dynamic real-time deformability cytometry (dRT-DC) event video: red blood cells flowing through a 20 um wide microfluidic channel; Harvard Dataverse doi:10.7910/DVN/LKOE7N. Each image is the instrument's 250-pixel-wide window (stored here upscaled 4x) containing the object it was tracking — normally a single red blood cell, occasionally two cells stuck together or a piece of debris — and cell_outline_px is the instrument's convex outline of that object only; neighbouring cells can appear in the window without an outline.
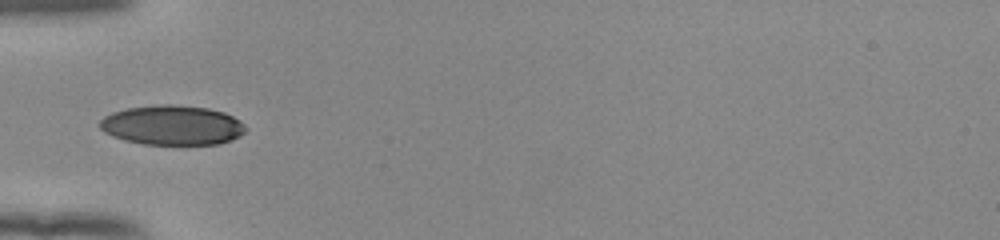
{"species": "human", "species_latin": "Homo sapiens", "temperature_condition": "room temperature", "stored_images_in_passage": 35, "camera_frame_rate_fps": 3000, "um_per_image_px": 0.085, "donor": {"sex": "female"}, "frame": {"image": 1, "passage_image": 1, "time_ms": 0.0, "image_size_px": [1000, 240], "cell_outline_px": [[248, 128], [240, 136], [232, 140], [220, 144], [144, 144], [124, 140], [112, 136], [104, 132], [100, 128], [100, 120], [104, 116], [112, 112], [128, 108], [164, 104], [172, 104], [208, 108], [224, 112], [240, 120]], "centroid_in_image_um": [14.66, 10.64], "position_along_channel_um": 70.3, "area_um2": 33.81}}
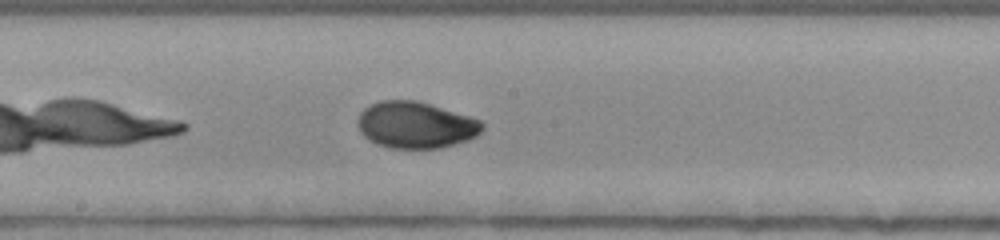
{"frame": {"image": 2, "passage_image": 12, "time_ms": 3.667, "image_size_px": [1000, 240], "cell_outline_px": [[484, 128], [476, 136], [468, 140], [456, 144], [440, 148], [388, 148], [376, 144], [368, 140], [360, 132], [356, 124], [360, 112], [364, 108], [380, 100], [416, 100], [468, 116], [480, 120], [484, 124]], "centroid_in_image_um": [35.3, 10.63], "position_along_channel_um": 212.9, "area_um2": 33.87}}
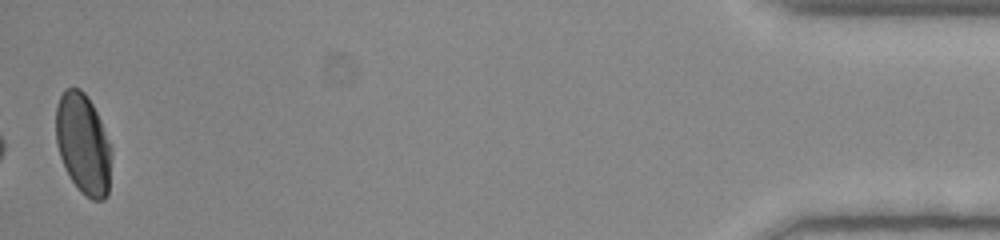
{"frame": {"image": 3, "passage_image": 35, "time_ms": 11.333, "image_size_px": [1000, 240], "cell_outline_px": [[112, 152], [108, 196], [104, 200], [92, 200], [84, 196], [80, 192], [72, 180], [60, 156], [56, 144], [56, 108], [60, 96], [64, 88], [80, 88], [84, 92], [92, 104], [100, 120], [112, 148]], "centroid_in_image_um": [7.08, 12.26], "position_along_channel_um": 428.1, "area_um2": 32.66}, "authors_computed_cell_mechanics": {"area_um2": 33.3506, "velocity_mm_per_s": 3.9061, "shape_relaxation_time_tau1_ms": 4.2959, "shape_relaxation_time_tau2_ms": 0.8189, "deformation_change_tau1": 0.1468, "deformation_change_tau2": 0.0307}}